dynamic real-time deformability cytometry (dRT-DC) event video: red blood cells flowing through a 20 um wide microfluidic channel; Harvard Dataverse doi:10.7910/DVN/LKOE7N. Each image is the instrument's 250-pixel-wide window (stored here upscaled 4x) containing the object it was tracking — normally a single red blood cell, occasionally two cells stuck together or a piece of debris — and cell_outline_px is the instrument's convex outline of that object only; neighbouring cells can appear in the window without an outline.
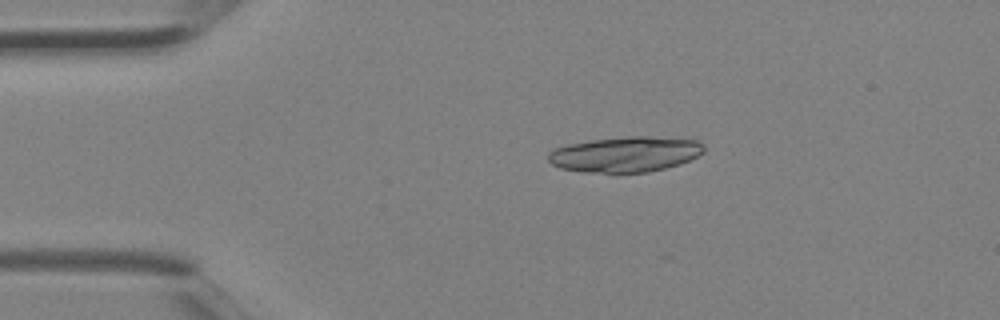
{"species": "Egyptian fruit bat (a non-hibernating species)", "species_latin": "Rousettus aegyptiacus", "temperature_condition": "room temperature", "stored_images_in_passage": 3, "camera_frame_rate_fps": 3000, "um_per_image_px": 0.085, "animal": {"sex": "female"}, "frame": {"image": 1, "passage_image": 2, "time_ms": 0.333, "image_size_px": [1000, 320], "cell_outline_px": [[704, 152], [680, 164], [648, 172], [616, 176], [580, 172], [560, 168], [552, 164], [548, 160], [548, 152], [552, 148], [568, 144], [592, 140], [632, 136], [644, 136], [696, 140], [704, 144]], "centroid_in_image_um": [53.09, 13.16], "position_along_channel_um": 31.9, "area_um2": 33.0}}